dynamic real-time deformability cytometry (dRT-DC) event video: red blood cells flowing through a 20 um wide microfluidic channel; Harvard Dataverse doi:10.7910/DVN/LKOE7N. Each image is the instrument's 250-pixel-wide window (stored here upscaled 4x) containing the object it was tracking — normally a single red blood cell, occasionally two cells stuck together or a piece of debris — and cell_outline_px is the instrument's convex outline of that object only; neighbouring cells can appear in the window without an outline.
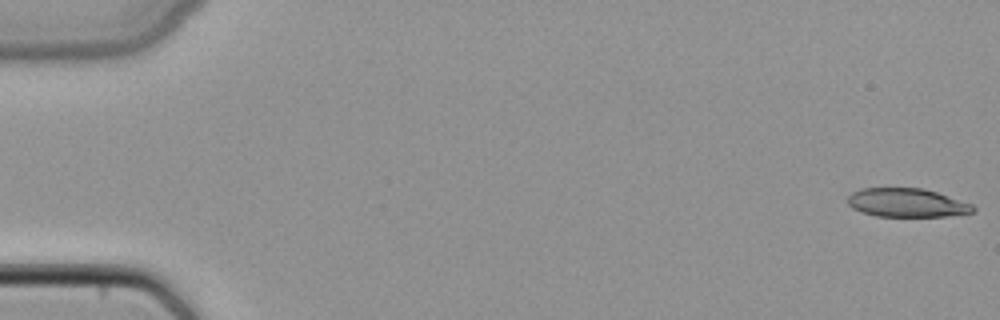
{"species": "common noctule bat (a hibernating species)", "species_latin": "Nyctalus noctula", "temperature_condition": "cold", "stored_images_in_passage": 49, "camera_frame_rate_fps": 3000, "um_per_image_px": 0.085, "animal": {"sex": "female", "body_mass_g": 22.7, "forearm_length_mm": 54.2}, "frame": {"image": 1, "passage_image": 1, "time_ms": 0.0, "image_size_px": [1000, 320], "cell_outline_px": [[976, 208], [972, 212], [948, 216], [876, 216], [860, 212], [852, 208], [848, 204], [848, 196], [852, 192], [860, 188], [924, 188], [972, 204]], "centroid_in_image_um": [77.04, 17.23], "position_along_channel_um": 8.0, "area_um2": 20.92}}
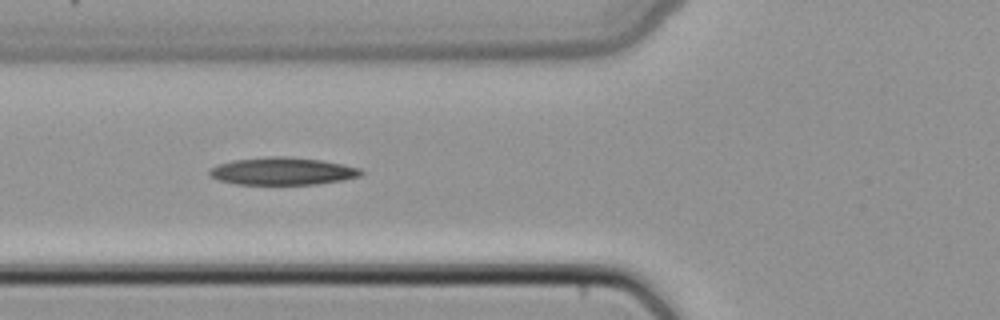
{"frame": {"image": 2, "passage_image": 19, "time_ms": 6.0, "image_size_px": [1000, 320], "cell_outline_px": [[364, 172], [360, 176], [344, 180], [316, 184], [236, 184], [220, 180], [208, 176], [208, 172], [212, 168], [220, 164], [232, 160], [268, 156], [284, 156], [320, 160], [344, 164], [360, 168]], "centroid_in_image_um": [24.03, 14.55], "position_along_channel_um": 101.8, "area_um2": 24.28}}
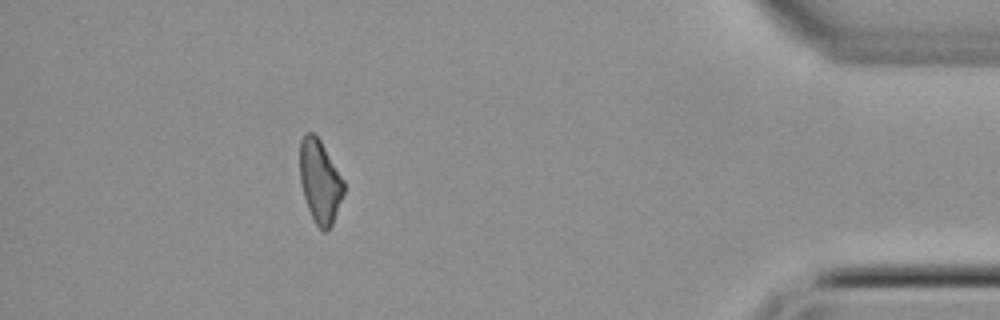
{"frame": {"image": 3, "passage_image": 44, "time_ms": 14.333, "image_size_px": [1000, 320], "cell_outline_px": [[344, 192], [332, 224], [328, 232], [324, 232], [316, 224], [308, 208], [300, 184], [300, 140], [304, 132], [312, 132], [320, 140], [344, 180]], "centroid_in_image_um": [27.18, 15.41], "position_along_channel_um": 408.0, "area_um2": 21.15}}